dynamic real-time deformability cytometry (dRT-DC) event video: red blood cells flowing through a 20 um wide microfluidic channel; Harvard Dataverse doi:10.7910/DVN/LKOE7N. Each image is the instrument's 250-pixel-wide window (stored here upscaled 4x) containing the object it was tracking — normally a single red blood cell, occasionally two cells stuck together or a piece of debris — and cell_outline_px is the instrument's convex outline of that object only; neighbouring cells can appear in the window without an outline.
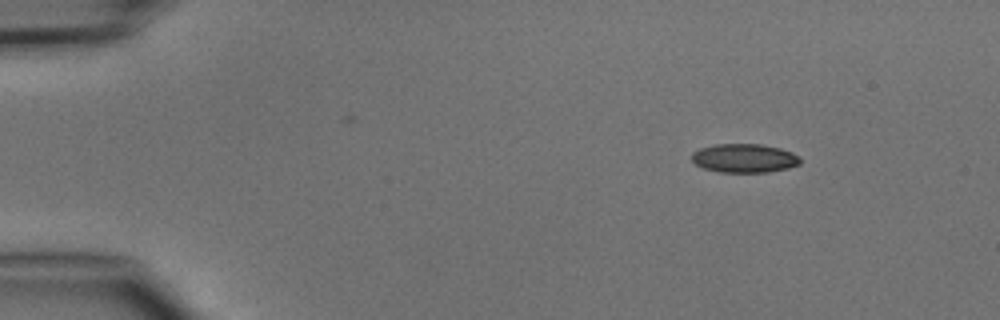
{"species": "common noctule bat (a hibernating species)", "species_latin": "Nyctalus noctula", "temperature_condition": "cold", "stored_images_in_passage": 5, "camera_frame_rate_fps": 3000, "um_per_image_px": 0.085, "animal": {"sex": "male", "body_mass_g": 15.6}, "frame": {"image": 1, "passage_image": 1, "time_ms": 0.0, "image_size_px": [1000, 320], "cell_outline_px": [[800, 164], [788, 168], [768, 172], [720, 172], [704, 168], [696, 164], [692, 160], [692, 152], [700, 148], [716, 144], [760, 144], [780, 148], [792, 152], [800, 156]], "centroid_in_image_um": [63.28, 13.44], "position_along_channel_um": 21.7, "area_um2": 18.21}}
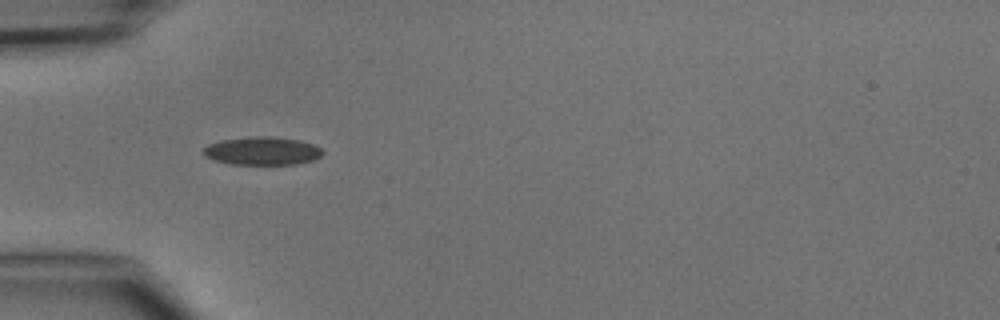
{"frame": {"image": 2, "passage_image": 3, "time_ms": 3.0, "image_size_px": [1000, 320], "cell_outline_px": [[324, 152], [320, 156], [312, 160], [296, 164], [232, 164], [216, 160], [204, 156], [200, 152], [208, 144], [220, 140], [252, 136], [276, 136], [300, 140], [312, 144], [320, 148]], "centroid_in_image_um": [22.26, 12.81], "position_along_channel_um": 62.7, "area_um2": 19.65}}